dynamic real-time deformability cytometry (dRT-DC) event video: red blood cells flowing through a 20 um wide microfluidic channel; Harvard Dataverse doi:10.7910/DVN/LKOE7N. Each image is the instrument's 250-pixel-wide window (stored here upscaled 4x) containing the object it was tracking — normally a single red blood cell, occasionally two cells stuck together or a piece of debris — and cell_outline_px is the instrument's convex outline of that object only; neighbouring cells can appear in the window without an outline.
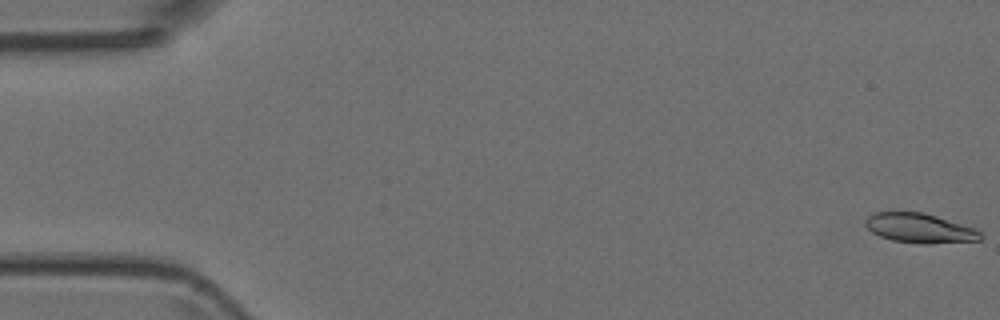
{"species": "Egyptian fruit bat (a non-hibernating species)", "species_latin": "Rousettus aegyptiacus", "temperature_condition": "room temperature", "stored_images_in_passage": 5, "camera_frame_rate_fps": 3000, "um_per_image_px": 0.085, "animal": {"sex": "female"}, "frame": {"image": 1, "passage_image": 1, "time_ms": 0.0, "image_size_px": [1000, 320], "cell_outline_px": [[984, 236], [980, 240], [928, 244], [920, 244], [892, 240], [880, 236], [872, 232], [864, 224], [864, 220], [868, 216], [876, 212], [924, 212], [976, 228]], "centroid_in_image_um": [78.19, 19.39], "position_along_channel_um": 6.8, "area_um2": 19.94}}
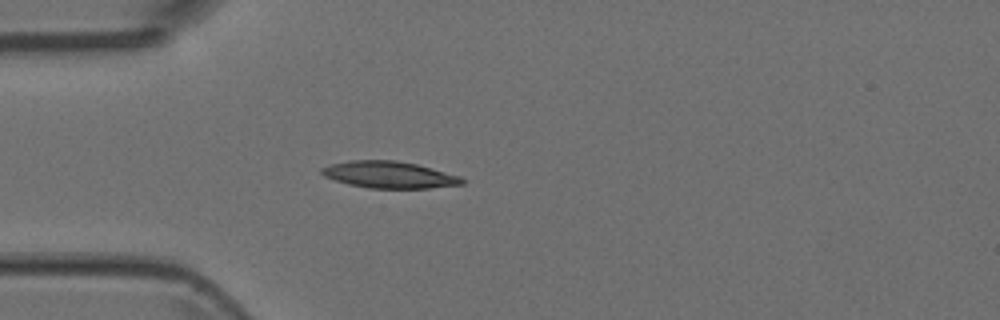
{"frame": {"image": 2, "passage_image": 5, "time_ms": 1.333, "image_size_px": [1000, 320], "cell_outline_px": [[464, 184], [428, 188], [368, 188], [348, 184], [324, 176], [320, 172], [320, 168], [332, 164], [348, 160], [396, 160], [416, 164], [460, 176], [464, 180]], "centroid_in_image_um": [33.06, 14.85], "position_along_channel_um": 51.9, "area_um2": 21.79}}